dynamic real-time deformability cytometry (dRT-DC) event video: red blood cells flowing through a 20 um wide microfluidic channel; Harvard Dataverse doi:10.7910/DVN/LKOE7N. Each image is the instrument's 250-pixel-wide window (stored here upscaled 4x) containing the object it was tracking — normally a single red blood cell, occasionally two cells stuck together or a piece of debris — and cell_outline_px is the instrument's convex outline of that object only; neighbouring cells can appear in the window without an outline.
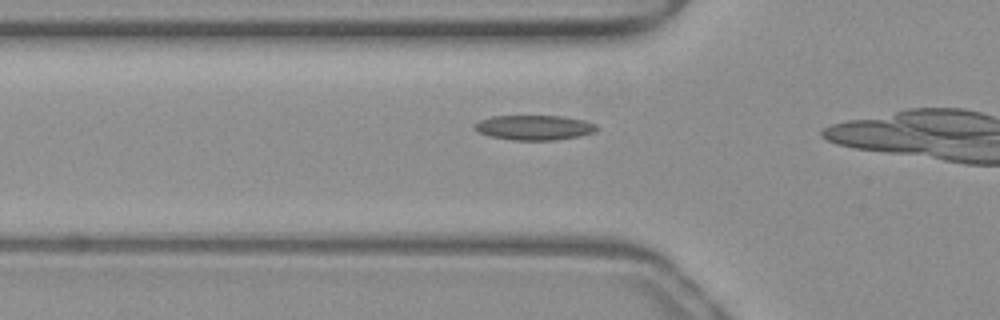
{"species": "common noctule bat (a hibernating species)", "species_latin": "Nyctalus noctula", "temperature_condition": "warm", "stored_images_in_passage": 11, "camera_frame_rate_fps": 3000, "um_per_image_px": 0.085, "animal": {"sex": "female", "body_mass_g": 19.3, "forearm_length_mm": 54.1}, "frame": {"image": 1, "passage_image": 7, "time_ms": 2.0, "image_size_px": [1000, 320], "cell_outline_px": [[600, 128], [596, 132], [580, 136], [556, 140], [512, 140], [488, 136], [476, 132], [472, 128], [472, 124], [480, 120], [492, 116], [560, 116], [584, 120], [596, 124]], "centroid_in_image_um": [45.38, 10.85], "position_along_channel_um": 80.4, "area_um2": 18.03}}
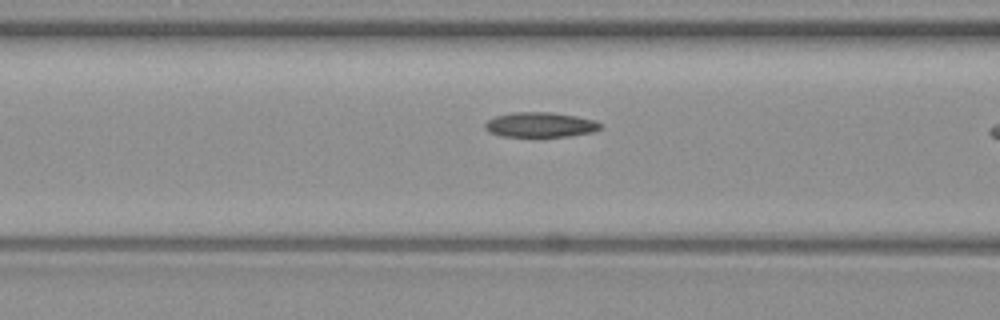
{"frame": {"image": 2, "passage_image": 10, "time_ms": 3.0, "image_size_px": [1000, 320], "cell_outline_px": [[604, 128], [592, 132], [568, 136], [504, 136], [488, 132], [484, 128], [484, 124], [488, 120], [496, 116], [512, 112], [552, 112], [576, 116], [596, 120]], "centroid_in_image_um": [45.93, 10.59], "position_along_channel_um": 120.7, "area_um2": 16.76}}